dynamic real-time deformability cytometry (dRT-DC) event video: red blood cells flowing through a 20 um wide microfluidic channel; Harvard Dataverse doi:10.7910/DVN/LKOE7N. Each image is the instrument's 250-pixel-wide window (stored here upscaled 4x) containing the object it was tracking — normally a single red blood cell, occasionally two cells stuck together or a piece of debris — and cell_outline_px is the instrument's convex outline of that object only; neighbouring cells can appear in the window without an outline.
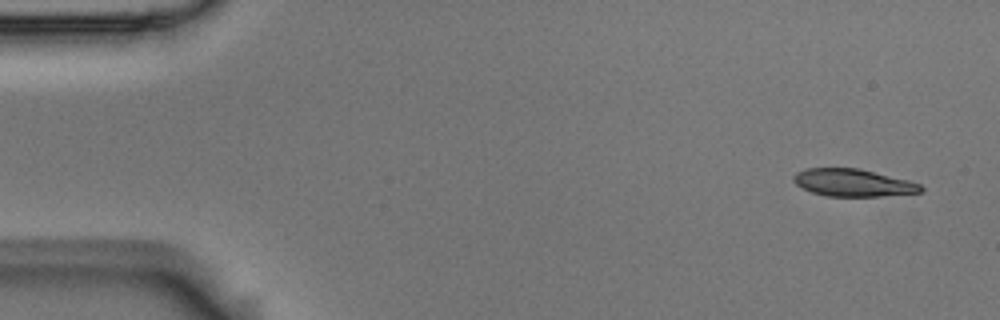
{"species": "Egyptian fruit bat (a non-hibernating species)", "species_latin": "Rousettus aegyptiacus", "temperature_condition": "room temperature", "stored_images_in_passage": 4, "camera_frame_rate_fps": 3000, "um_per_image_px": 0.085, "animal": {"sex": "male"}, "frame": {"image": 1, "passage_image": 1, "time_ms": 0.0, "image_size_px": [1000, 320], "cell_outline_px": [[924, 192], [880, 196], [828, 196], [812, 192], [796, 184], [792, 180], [792, 176], [796, 172], [804, 168], [860, 168], [908, 180], [920, 184], [924, 188]], "centroid_in_image_um": [72.51, 15.52], "position_along_channel_um": 12.5, "area_um2": 20.4}}